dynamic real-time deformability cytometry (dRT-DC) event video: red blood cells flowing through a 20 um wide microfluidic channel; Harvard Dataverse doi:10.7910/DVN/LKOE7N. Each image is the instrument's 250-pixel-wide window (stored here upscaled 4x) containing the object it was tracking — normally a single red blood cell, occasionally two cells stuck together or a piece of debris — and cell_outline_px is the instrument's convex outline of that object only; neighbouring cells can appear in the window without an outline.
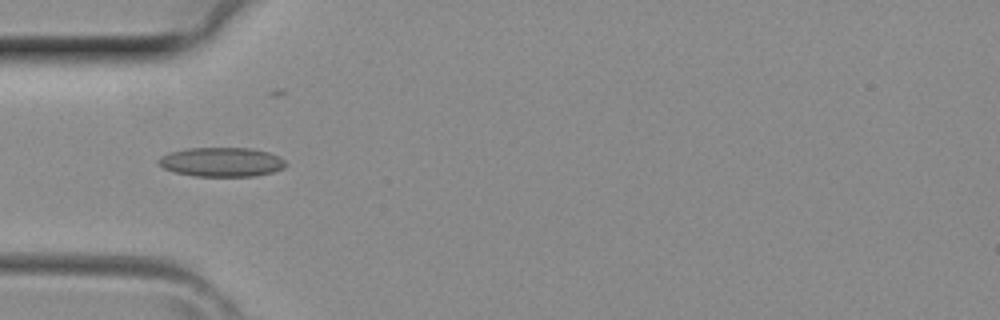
{"species": "common noctule bat (a hibernating species)", "species_latin": "Nyctalus noctula", "temperature_condition": "room temperature", "stored_images_in_passage": 5, "camera_frame_rate_fps": 3000, "um_per_image_px": 0.085, "animal": {"sex": "female", "body_mass_g": 29.2, "forearm_length_mm": 56.3}, "frame": {"image": 1, "passage_image": 4, "time_ms": 1.0, "image_size_px": [1000, 320], "cell_outline_px": [[288, 164], [284, 168], [272, 172], [256, 176], [196, 176], [176, 172], [164, 168], [156, 160], [160, 156], [168, 152], [184, 148], [248, 148], [268, 152], [280, 156]], "centroid_in_image_um": [18.84, 13.76], "position_along_channel_um": 66.2, "area_um2": 21.79}}
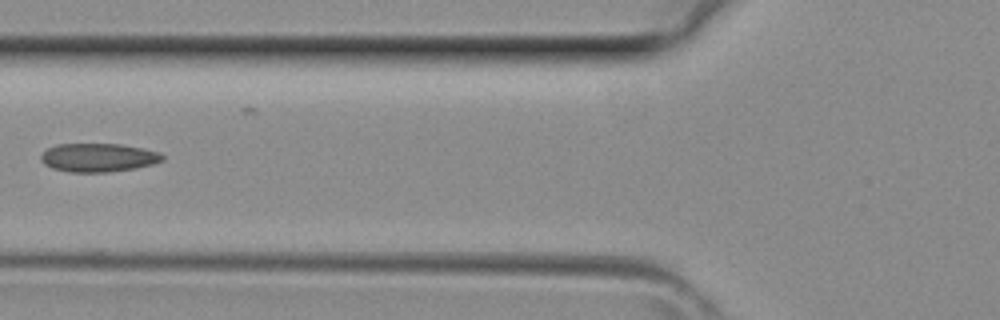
{"frame": {"image": 2, "passage_image": 5, "time_ms": 1.333, "image_size_px": [1000, 320], "cell_outline_px": [[164, 160], [152, 164], [136, 168], [108, 172], [68, 172], [52, 168], [44, 164], [40, 160], [40, 156], [48, 148], [56, 144], [120, 144], [160, 152], [164, 156]], "centroid_in_image_um": [8.34, 13.4], "position_along_channel_um": 117.5, "area_um2": 20.23}}